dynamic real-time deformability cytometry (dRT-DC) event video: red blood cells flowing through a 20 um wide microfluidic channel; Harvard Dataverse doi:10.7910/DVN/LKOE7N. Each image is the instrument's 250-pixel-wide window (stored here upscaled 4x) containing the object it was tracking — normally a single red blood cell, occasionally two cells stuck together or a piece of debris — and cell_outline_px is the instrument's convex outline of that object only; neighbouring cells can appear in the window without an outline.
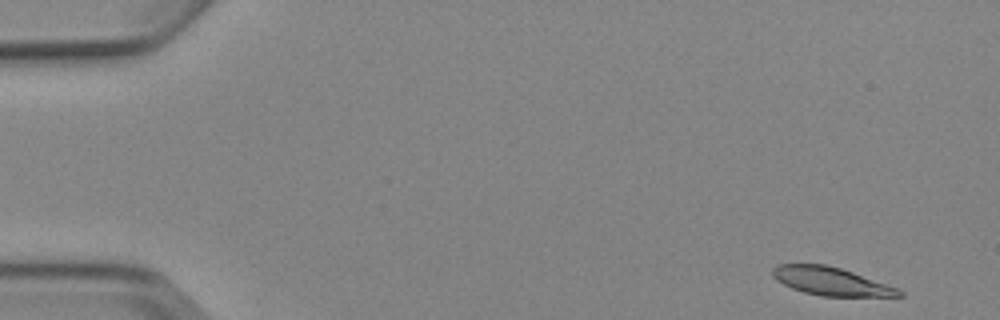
{"species": "Egyptian fruit bat (a non-hibernating species)", "species_latin": "Rousettus aegyptiacus", "temperature_condition": "cold", "stored_images_in_passage": 4, "camera_frame_rate_fps": 3000, "um_per_image_px": 0.085, "animal": {"sex": "female"}, "frame": {"image": 1, "passage_image": 1, "time_ms": 0.0, "image_size_px": [1000, 320], "cell_outline_px": [[904, 296], [820, 296], [804, 292], [792, 288], [776, 280], [772, 276], [772, 268], [780, 264], [824, 264], [840, 268], [852, 272], [896, 288], [904, 292]], "centroid_in_image_um": [70.59, 23.91], "position_along_channel_um": 14.4, "area_um2": 20.4}}
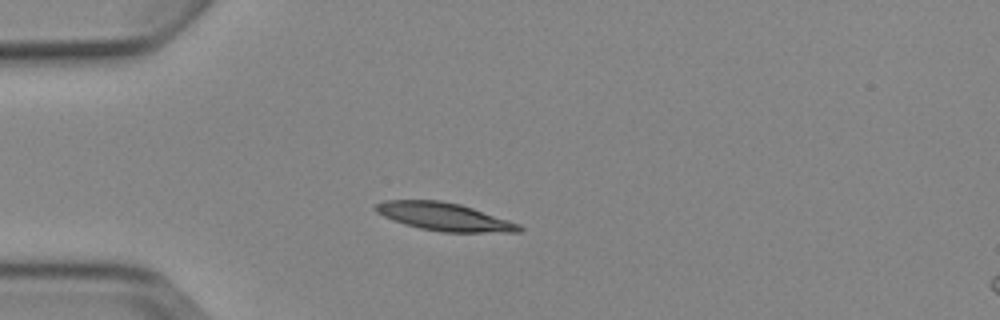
{"frame": {"image": 2, "passage_image": 4, "time_ms": 3.667, "image_size_px": [1000, 320], "cell_outline_px": [[524, 228], [520, 232], [444, 232], [420, 228], [404, 224], [392, 220], [376, 212], [372, 208], [376, 204], [384, 200], [440, 200], [460, 204], [520, 224]], "centroid_in_image_um": [37.73, 18.42], "position_along_channel_um": 47.3, "area_um2": 23.29}}